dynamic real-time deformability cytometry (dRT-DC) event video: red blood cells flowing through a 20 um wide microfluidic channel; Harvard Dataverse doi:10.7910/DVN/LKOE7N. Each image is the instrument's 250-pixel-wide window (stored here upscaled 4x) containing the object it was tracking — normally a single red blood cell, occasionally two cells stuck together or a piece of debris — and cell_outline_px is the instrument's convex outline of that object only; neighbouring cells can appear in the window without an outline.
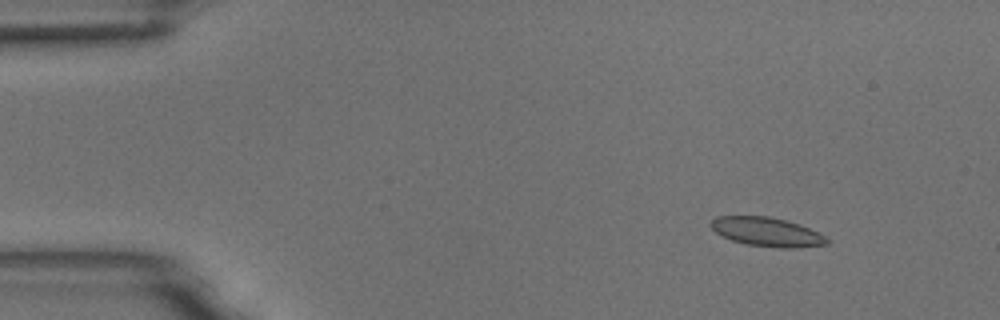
{"species": "common noctule bat (a hibernating species)", "species_latin": "Nyctalus noctula", "temperature_condition": "room temperature", "stored_images_in_passage": 5, "camera_frame_rate_fps": 3000, "um_per_image_px": 0.085, "animal": {"sex": "male", "body_mass_g": 18.8}, "frame": {"image": 1, "passage_image": 2, "time_ms": 0.333, "image_size_px": [1000, 320], "cell_outline_px": [[832, 240], [828, 244], [796, 248], [780, 248], [748, 244], [732, 240], [716, 232], [708, 224], [716, 216], [768, 216], [800, 224]], "centroid_in_image_um": [65.2, 19.71], "position_along_channel_um": 19.8, "area_um2": 19.48}}
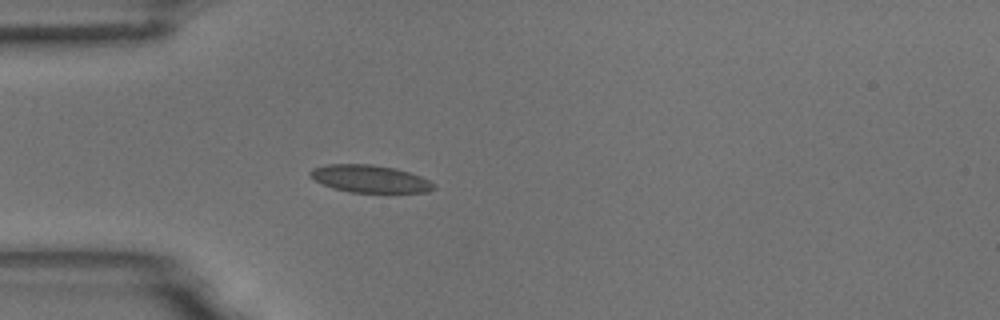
{"frame": {"image": 2, "passage_image": 5, "time_ms": 1.333, "image_size_px": [1000, 320], "cell_outline_px": [[436, 188], [428, 192], [352, 192], [332, 188], [308, 176], [308, 172], [312, 168], [328, 164], [372, 164], [396, 168], [420, 176], [436, 184]], "centroid_in_image_um": [31.44, 15.19], "position_along_channel_um": 53.6, "area_um2": 19.77}}